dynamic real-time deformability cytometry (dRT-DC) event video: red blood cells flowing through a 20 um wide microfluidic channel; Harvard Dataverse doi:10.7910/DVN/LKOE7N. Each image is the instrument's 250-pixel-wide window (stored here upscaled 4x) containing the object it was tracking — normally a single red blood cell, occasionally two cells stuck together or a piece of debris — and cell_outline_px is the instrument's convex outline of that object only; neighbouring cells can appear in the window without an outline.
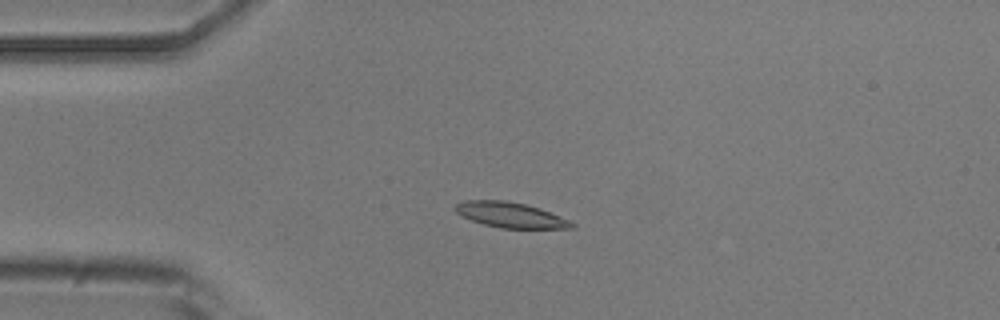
{"species": "common noctule bat (a hibernating species)", "species_latin": "Nyctalus noctula", "temperature_condition": "room temperature", "stored_images_in_passage": 6, "camera_frame_rate_fps": 3000, "um_per_image_px": 0.085, "animal": {"sex": "male", "body_mass_g": 20.5, "forearm_length_mm": 52.5}, "frame": {"image": 1, "passage_image": 3, "time_ms": 2.0, "image_size_px": [1000, 320], "cell_outline_px": [[576, 228], [500, 228], [484, 224], [472, 220], [456, 212], [452, 208], [456, 204], [464, 200], [504, 200], [524, 204], [540, 208], [560, 216], [576, 224]], "centroid_in_image_um": [43.39, 18.26], "position_along_channel_um": 41.6, "area_um2": 17.11}}
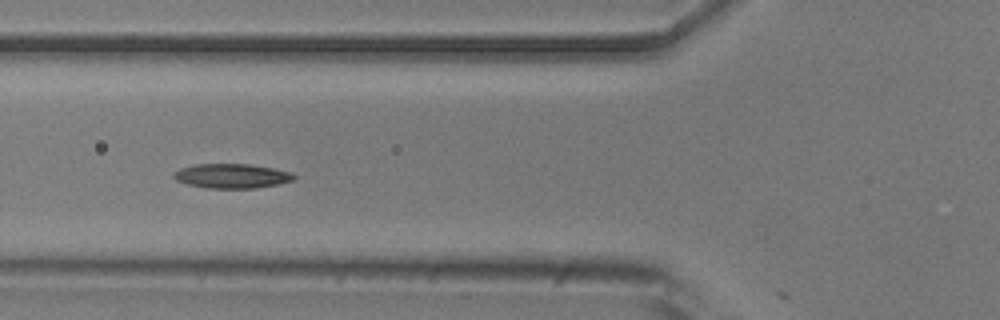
{"frame": {"image": 2, "passage_image": 5, "time_ms": 4.333, "image_size_px": [1000, 320], "cell_outline_px": [[296, 176], [292, 180], [276, 184], [256, 188], [208, 188], [188, 184], [176, 180], [172, 176], [172, 172], [180, 168], [196, 164], [248, 164], [276, 168], [292, 172]], "centroid_in_image_um": [19.69, 14.95], "position_along_channel_um": 106.1, "area_um2": 17.17}}